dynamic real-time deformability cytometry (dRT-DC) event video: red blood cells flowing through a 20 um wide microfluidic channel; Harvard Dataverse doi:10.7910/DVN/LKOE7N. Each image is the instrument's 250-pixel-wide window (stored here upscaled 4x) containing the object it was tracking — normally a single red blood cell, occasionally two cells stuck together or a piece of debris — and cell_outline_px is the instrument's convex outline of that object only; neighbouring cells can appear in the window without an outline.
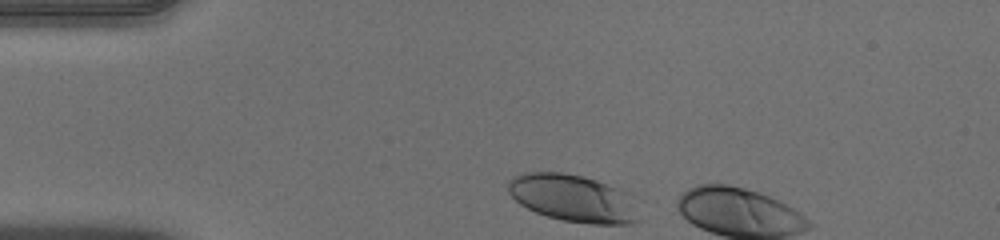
{"species": "human", "species_latin": "Homo sapiens", "temperature_condition": "warm", "stored_images_in_passage": 4, "camera_frame_rate_fps": 3000, "um_per_image_px": 0.085, "donor": {"sex": "male"}, "frame": {"image": 1, "passage_image": 1, "time_ms": 0.0, "image_size_px": [1000, 240], "cell_outline_px": [[640, 220], [628, 224], [592, 224], [564, 220], [548, 216], [536, 212], [520, 204], [508, 192], [508, 184], [512, 176], [528, 172], [560, 172], [584, 176], [620, 188], [624, 192]], "centroid_in_image_um": [48.65, 16.84], "position_along_channel_um": 36.4, "area_um2": 35.49}}